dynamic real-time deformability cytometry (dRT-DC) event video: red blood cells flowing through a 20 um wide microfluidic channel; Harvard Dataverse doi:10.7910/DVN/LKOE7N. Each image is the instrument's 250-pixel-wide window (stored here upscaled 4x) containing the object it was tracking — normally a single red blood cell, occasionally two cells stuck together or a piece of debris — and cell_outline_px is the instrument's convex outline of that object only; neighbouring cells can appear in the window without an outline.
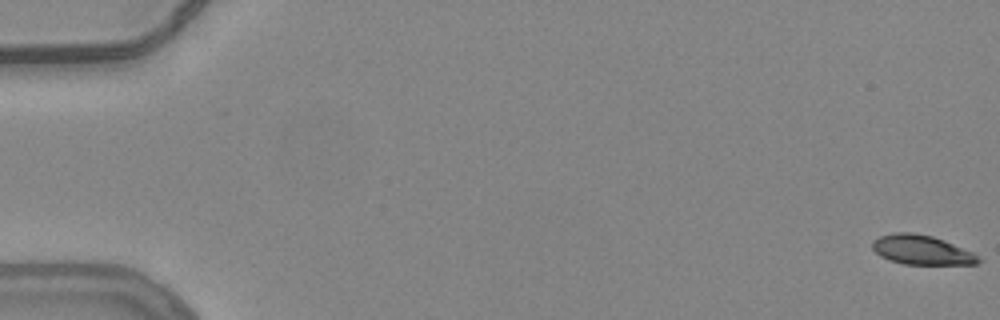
{"species": "common noctule bat (a hibernating species)", "species_latin": "Nyctalus noctula", "temperature_condition": "warm", "stored_images_in_passage": 4, "camera_frame_rate_fps": 3000, "um_per_image_px": 0.085, "animal": {"sex": "female", "body_mass_g": 24.6, "forearm_length_mm": 56.2}, "frame": {"image": 1, "passage_image": 1, "time_ms": 0.0, "image_size_px": [1000, 320], "cell_outline_px": [[984, 260], [976, 264], [904, 264], [880, 256], [872, 248], [872, 240], [880, 236], [892, 232], [912, 232], [932, 236], [944, 240], [972, 252]], "centroid_in_image_um": [78.33, 21.23], "position_along_channel_um": 6.7, "area_um2": 18.15}}